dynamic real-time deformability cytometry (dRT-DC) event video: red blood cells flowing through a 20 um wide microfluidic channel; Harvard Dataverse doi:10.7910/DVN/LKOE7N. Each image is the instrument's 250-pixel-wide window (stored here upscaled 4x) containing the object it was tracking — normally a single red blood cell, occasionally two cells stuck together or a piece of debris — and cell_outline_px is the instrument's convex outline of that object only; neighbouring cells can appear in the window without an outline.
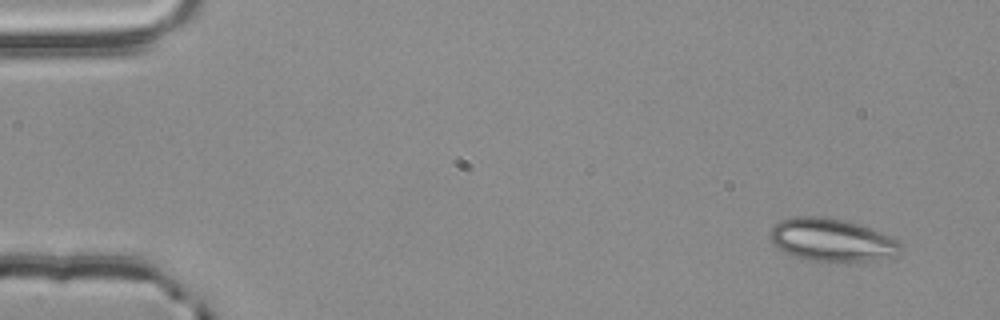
{"species": "common noctule bat (a hibernating species)", "species_latin": "Nyctalus noctula", "temperature_condition": "room temperature", "stored_images_in_passage": 3, "camera_frame_rate_fps": 3000, "um_per_image_px": 0.085, "animal": {"sex": "male", "body_mass_g": 20.4}, "frame": {"image": 1, "passage_image": 1, "time_ms": 0.0, "image_size_px": [1000, 320], "cell_outline_px": [[904, 244], [892, 256], [868, 260], [808, 260], [784, 252], [772, 244], [768, 236], [772, 228], [780, 220], [792, 216], [824, 216], [872, 228]], "centroid_in_image_um": [70.62, 20.36], "position_along_channel_um": 14.4, "area_um2": 31.91}}